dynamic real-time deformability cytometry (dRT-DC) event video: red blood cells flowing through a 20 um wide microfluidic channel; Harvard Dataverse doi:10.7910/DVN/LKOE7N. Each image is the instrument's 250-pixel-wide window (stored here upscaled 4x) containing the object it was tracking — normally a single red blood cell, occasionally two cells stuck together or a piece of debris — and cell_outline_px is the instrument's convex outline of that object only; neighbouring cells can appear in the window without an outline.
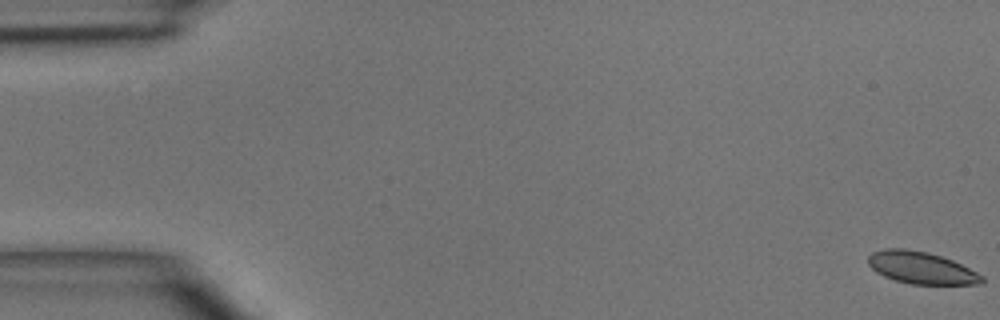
{"species": "common noctule bat (a hibernating species)", "species_latin": "Nyctalus noctula", "temperature_condition": "room temperature", "stored_images_in_passage": 6, "camera_frame_rate_fps": 3000, "um_per_image_px": 0.085, "animal": {"sex": "male", "body_mass_g": 15.6}, "frame": {"image": 1, "passage_image": 1, "time_ms": 0.0, "image_size_px": [1000, 320], "cell_outline_px": [[984, 284], [912, 284], [896, 280], [884, 276], [876, 272], [868, 264], [868, 256], [872, 252], [884, 248], [904, 248], [928, 252], [952, 260], [984, 276]], "centroid_in_image_um": [78.29, 22.76], "position_along_channel_um": 6.7, "area_um2": 21.21}}